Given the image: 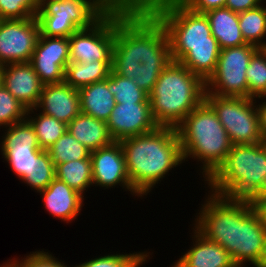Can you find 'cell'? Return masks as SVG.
Returning a JSON list of instances; mask_svg holds the SVG:
<instances>
[{"label":"cell","instance_id":"29","mask_svg":"<svg viewBox=\"0 0 266 267\" xmlns=\"http://www.w3.org/2000/svg\"><path fill=\"white\" fill-rule=\"evenodd\" d=\"M248 98L266 95V48H259L251 57L246 70Z\"/></svg>","mask_w":266,"mask_h":267},{"label":"cell","instance_id":"39","mask_svg":"<svg viewBox=\"0 0 266 267\" xmlns=\"http://www.w3.org/2000/svg\"><path fill=\"white\" fill-rule=\"evenodd\" d=\"M265 98V99H264ZM259 99L262 100L259 103ZM258 105H257V111L259 116V125H260V131L263 138L266 137V97H259L257 98Z\"/></svg>","mask_w":266,"mask_h":267},{"label":"cell","instance_id":"17","mask_svg":"<svg viewBox=\"0 0 266 267\" xmlns=\"http://www.w3.org/2000/svg\"><path fill=\"white\" fill-rule=\"evenodd\" d=\"M35 108L68 125L80 113L78 89L71 87L65 81L45 84Z\"/></svg>","mask_w":266,"mask_h":267},{"label":"cell","instance_id":"20","mask_svg":"<svg viewBox=\"0 0 266 267\" xmlns=\"http://www.w3.org/2000/svg\"><path fill=\"white\" fill-rule=\"evenodd\" d=\"M67 131L90 152L109 146L114 142L109 134L106 121L82 112L67 125Z\"/></svg>","mask_w":266,"mask_h":267},{"label":"cell","instance_id":"18","mask_svg":"<svg viewBox=\"0 0 266 267\" xmlns=\"http://www.w3.org/2000/svg\"><path fill=\"white\" fill-rule=\"evenodd\" d=\"M39 193L46 211L68 224L77 219L84 206V196L56 177Z\"/></svg>","mask_w":266,"mask_h":267},{"label":"cell","instance_id":"7","mask_svg":"<svg viewBox=\"0 0 266 267\" xmlns=\"http://www.w3.org/2000/svg\"><path fill=\"white\" fill-rule=\"evenodd\" d=\"M265 182L266 149L260 142L233 145L224 162L205 181V185L217 195L252 200Z\"/></svg>","mask_w":266,"mask_h":267},{"label":"cell","instance_id":"14","mask_svg":"<svg viewBox=\"0 0 266 267\" xmlns=\"http://www.w3.org/2000/svg\"><path fill=\"white\" fill-rule=\"evenodd\" d=\"M93 186L104 189L115 188L118 185L129 191L131 195H139L133 190L128 177L125 156L120 142L92 151Z\"/></svg>","mask_w":266,"mask_h":267},{"label":"cell","instance_id":"19","mask_svg":"<svg viewBox=\"0 0 266 267\" xmlns=\"http://www.w3.org/2000/svg\"><path fill=\"white\" fill-rule=\"evenodd\" d=\"M193 246L170 267H234L230 254L219 244L208 240L194 227ZM195 241V242H194Z\"/></svg>","mask_w":266,"mask_h":267},{"label":"cell","instance_id":"41","mask_svg":"<svg viewBox=\"0 0 266 267\" xmlns=\"http://www.w3.org/2000/svg\"><path fill=\"white\" fill-rule=\"evenodd\" d=\"M252 205L259 212L264 227L266 228V204H252Z\"/></svg>","mask_w":266,"mask_h":267},{"label":"cell","instance_id":"13","mask_svg":"<svg viewBox=\"0 0 266 267\" xmlns=\"http://www.w3.org/2000/svg\"><path fill=\"white\" fill-rule=\"evenodd\" d=\"M69 50V37L39 34L30 63L44 85L64 82Z\"/></svg>","mask_w":266,"mask_h":267},{"label":"cell","instance_id":"2","mask_svg":"<svg viewBox=\"0 0 266 267\" xmlns=\"http://www.w3.org/2000/svg\"><path fill=\"white\" fill-rule=\"evenodd\" d=\"M201 205L192 224L198 232L222 246L235 265H264L266 228L251 200L231 199L208 191Z\"/></svg>","mask_w":266,"mask_h":267},{"label":"cell","instance_id":"16","mask_svg":"<svg viewBox=\"0 0 266 267\" xmlns=\"http://www.w3.org/2000/svg\"><path fill=\"white\" fill-rule=\"evenodd\" d=\"M2 85L25 108H35L39 102L43 83L30 62L1 66Z\"/></svg>","mask_w":266,"mask_h":267},{"label":"cell","instance_id":"15","mask_svg":"<svg viewBox=\"0 0 266 267\" xmlns=\"http://www.w3.org/2000/svg\"><path fill=\"white\" fill-rule=\"evenodd\" d=\"M106 124L109 134L117 142L152 132L158 127L150 103H116Z\"/></svg>","mask_w":266,"mask_h":267},{"label":"cell","instance_id":"30","mask_svg":"<svg viewBox=\"0 0 266 267\" xmlns=\"http://www.w3.org/2000/svg\"><path fill=\"white\" fill-rule=\"evenodd\" d=\"M1 148H40L33 126L25 119L5 128Z\"/></svg>","mask_w":266,"mask_h":267},{"label":"cell","instance_id":"35","mask_svg":"<svg viewBox=\"0 0 266 267\" xmlns=\"http://www.w3.org/2000/svg\"><path fill=\"white\" fill-rule=\"evenodd\" d=\"M38 9V0H0V19L31 18Z\"/></svg>","mask_w":266,"mask_h":267},{"label":"cell","instance_id":"45","mask_svg":"<svg viewBox=\"0 0 266 267\" xmlns=\"http://www.w3.org/2000/svg\"><path fill=\"white\" fill-rule=\"evenodd\" d=\"M0 267H10L6 262H4L2 265L0 264Z\"/></svg>","mask_w":266,"mask_h":267},{"label":"cell","instance_id":"38","mask_svg":"<svg viewBox=\"0 0 266 267\" xmlns=\"http://www.w3.org/2000/svg\"><path fill=\"white\" fill-rule=\"evenodd\" d=\"M266 0H227L225 7L236 13H241L249 9L258 7Z\"/></svg>","mask_w":266,"mask_h":267},{"label":"cell","instance_id":"11","mask_svg":"<svg viewBox=\"0 0 266 267\" xmlns=\"http://www.w3.org/2000/svg\"><path fill=\"white\" fill-rule=\"evenodd\" d=\"M115 41V4L90 28L69 37L70 62L112 61Z\"/></svg>","mask_w":266,"mask_h":267},{"label":"cell","instance_id":"42","mask_svg":"<svg viewBox=\"0 0 266 267\" xmlns=\"http://www.w3.org/2000/svg\"><path fill=\"white\" fill-rule=\"evenodd\" d=\"M65 1H71V0H38V7H47L48 5Z\"/></svg>","mask_w":266,"mask_h":267},{"label":"cell","instance_id":"8","mask_svg":"<svg viewBox=\"0 0 266 267\" xmlns=\"http://www.w3.org/2000/svg\"><path fill=\"white\" fill-rule=\"evenodd\" d=\"M118 0H71L39 7L40 34L47 37H70L79 29L90 28Z\"/></svg>","mask_w":266,"mask_h":267},{"label":"cell","instance_id":"5","mask_svg":"<svg viewBox=\"0 0 266 267\" xmlns=\"http://www.w3.org/2000/svg\"><path fill=\"white\" fill-rule=\"evenodd\" d=\"M183 162L192 158L200 161L206 181L224 162L233 143L216 112L204 100L176 127Z\"/></svg>","mask_w":266,"mask_h":267},{"label":"cell","instance_id":"34","mask_svg":"<svg viewBox=\"0 0 266 267\" xmlns=\"http://www.w3.org/2000/svg\"><path fill=\"white\" fill-rule=\"evenodd\" d=\"M27 110L3 85L0 87V129L25 120Z\"/></svg>","mask_w":266,"mask_h":267},{"label":"cell","instance_id":"9","mask_svg":"<svg viewBox=\"0 0 266 267\" xmlns=\"http://www.w3.org/2000/svg\"><path fill=\"white\" fill-rule=\"evenodd\" d=\"M205 101L216 112L233 145L262 142L257 98L205 95Z\"/></svg>","mask_w":266,"mask_h":267},{"label":"cell","instance_id":"24","mask_svg":"<svg viewBox=\"0 0 266 267\" xmlns=\"http://www.w3.org/2000/svg\"><path fill=\"white\" fill-rule=\"evenodd\" d=\"M55 177L85 196L88 188L93 186L91 158L57 164Z\"/></svg>","mask_w":266,"mask_h":267},{"label":"cell","instance_id":"31","mask_svg":"<svg viewBox=\"0 0 266 267\" xmlns=\"http://www.w3.org/2000/svg\"><path fill=\"white\" fill-rule=\"evenodd\" d=\"M55 178V165L52 162L50 154L42 150L34 157V168L30 175H27L22 182L37 193L43 191Z\"/></svg>","mask_w":266,"mask_h":267},{"label":"cell","instance_id":"12","mask_svg":"<svg viewBox=\"0 0 266 267\" xmlns=\"http://www.w3.org/2000/svg\"><path fill=\"white\" fill-rule=\"evenodd\" d=\"M40 34L37 17L0 20V66L30 62Z\"/></svg>","mask_w":266,"mask_h":267},{"label":"cell","instance_id":"37","mask_svg":"<svg viewBox=\"0 0 266 267\" xmlns=\"http://www.w3.org/2000/svg\"><path fill=\"white\" fill-rule=\"evenodd\" d=\"M191 11L206 13L210 10L225 7L227 0H180Z\"/></svg>","mask_w":266,"mask_h":267},{"label":"cell","instance_id":"32","mask_svg":"<svg viewBox=\"0 0 266 267\" xmlns=\"http://www.w3.org/2000/svg\"><path fill=\"white\" fill-rule=\"evenodd\" d=\"M0 150L4 161L21 181L33 172L34 157L42 151L41 148H0Z\"/></svg>","mask_w":266,"mask_h":267},{"label":"cell","instance_id":"25","mask_svg":"<svg viewBox=\"0 0 266 267\" xmlns=\"http://www.w3.org/2000/svg\"><path fill=\"white\" fill-rule=\"evenodd\" d=\"M35 112H38L36 108L28 109L26 119L34 128L40 148L47 151L67 131V124L40 111Z\"/></svg>","mask_w":266,"mask_h":267},{"label":"cell","instance_id":"44","mask_svg":"<svg viewBox=\"0 0 266 267\" xmlns=\"http://www.w3.org/2000/svg\"><path fill=\"white\" fill-rule=\"evenodd\" d=\"M2 86V74H1V66H0V87Z\"/></svg>","mask_w":266,"mask_h":267},{"label":"cell","instance_id":"28","mask_svg":"<svg viewBox=\"0 0 266 267\" xmlns=\"http://www.w3.org/2000/svg\"><path fill=\"white\" fill-rule=\"evenodd\" d=\"M108 89L116 103H150L148 94L133 79L122 77L112 70L108 77Z\"/></svg>","mask_w":266,"mask_h":267},{"label":"cell","instance_id":"26","mask_svg":"<svg viewBox=\"0 0 266 267\" xmlns=\"http://www.w3.org/2000/svg\"><path fill=\"white\" fill-rule=\"evenodd\" d=\"M239 27L247 44L257 48H266V6L258 7L238 13ZM264 39V40H263Z\"/></svg>","mask_w":266,"mask_h":267},{"label":"cell","instance_id":"4","mask_svg":"<svg viewBox=\"0 0 266 267\" xmlns=\"http://www.w3.org/2000/svg\"><path fill=\"white\" fill-rule=\"evenodd\" d=\"M119 142L131 186L141 199L163 181L169 171L184 163L179 137L173 127L158 126L152 132Z\"/></svg>","mask_w":266,"mask_h":267},{"label":"cell","instance_id":"21","mask_svg":"<svg viewBox=\"0 0 266 267\" xmlns=\"http://www.w3.org/2000/svg\"><path fill=\"white\" fill-rule=\"evenodd\" d=\"M220 49L247 44L239 27L238 13L222 7L204 13Z\"/></svg>","mask_w":266,"mask_h":267},{"label":"cell","instance_id":"36","mask_svg":"<svg viewBox=\"0 0 266 267\" xmlns=\"http://www.w3.org/2000/svg\"><path fill=\"white\" fill-rule=\"evenodd\" d=\"M10 267H70L64 261L58 260L54 255L44 250L32 251L24 258H12L6 262ZM73 267V265L71 266Z\"/></svg>","mask_w":266,"mask_h":267},{"label":"cell","instance_id":"43","mask_svg":"<svg viewBox=\"0 0 266 267\" xmlns=\"http://www.w3.org/2000/svg\"><path fill=\"white\" fill-rule=\"evenodd\" d=\"M262 144H263L264 148L266 149V137L262 139Z\"/></svg>","mask_w":266,"mask_h":267},{"label":"cell","instance_id":"3","mask_svg":"<svg viewBox=\"0 0 266 267\" xmlns=\"http://www.w3.org/2000/svg\"><path fill=\"white\" fill-rule=\"evenodd\" d=\"M163 25L172 61L184 65L205 83L214 74L220 54L208 18L180 0H139Z\"/></svg>","mask_w":266,"mask_h":267},{"label":"cell","instance_id":"40","mask_svg":"<svg viewBox=\"0 0 266 267\" xmlns=\"http://www.w3.org/2000/svg\"><path fill=\"white\" fill-rule=\"evenodd\" d=\"M252 204H266V182L258 194L251 200Z\"/></svg>","mask_w":266,"mask_h":267},{"label":"cell","instance_id":"22","mask_svg":"<svg viewBox=\"0 0 266 267\" xmlns=\"http://www.w3.org/2000/svg\"><path fill=\"white\" fill-rule=\"evenodd\" d=\"M80 112L107 121L116 105L108 89V78L78 89Z\"/></svg>","mask_w":266,"mask_h":267},{"label":"cell","instance_id":"23","mask_svg":"<svg viewBox=\"0 0 266 267\" xmlns=\"http://www.w3.org/2000/svg\"><path fill=\"white\" fill-rule=\"evenodd\" d=\"M112 61L69 62L65 70V82L75 89L107 79Z\"/></svg>","mask_w":266,"mask_h":267},{"label":"cell","instance_id":"1","mask_svg":"<svg viewBox=\"0 0 266 267\" xmlns=\"http://www.w3.org/2000/svg\"><path fill=\"white\" fill-rule=\"evenodd\" d=\"M171 62L168 37L160 21L139 0H118L112 71L133 79L149 95Z\"/></svg>","mask_w":266,"mask_h":267},{"label":"cell","instance_id":"33","mask_svg":"<svg viewBox=\"0 0 266 267\" xmlns=\"http://www.w3.org/2000/svg\"><path fill=\"white\" fill-rule=\"evenodd\" d=\"M150 259V251L124 253L120 254H105L92 258L89 261L74 265V267H140Z\"/></svg>","mask_w":266,"mask_h":267},{"label":"cell","instance_id":"10","mask_svg":"<svg viewBox=\"0 0 266 267\" xmlns=\"http://www.w3.org/2000/svg\"><path fill=\"white\" fill-rule=\"evenodd\" d=\"M258 49L251 44L221 49L216 70L206 82L205 95L248 98L246 70Z\"/></svg>","mask_w":266,"mask_h":267},{"label":"cell","instance_id":"6","mask_svg":"<svg viewBox=\"0 0 266 267\" xmlns=\"http://www.w3.org/2000/svg\"><path fill=\"white\" fill-rule=\"evenodd\" d=\"M206 83L179 62L172 61L148 95L151 114L161 127L176 128L205 100Z\"/></svg>","mask_w":266,"mask_h":267},{"label":"cell","instance_id":"27","mask_svg":"<svg viewBox=\"0 0 266 267\" xmlns=\"http://www.w3.org/2000/svg\"><path fill=\"white\" fill-rule=\"evenodd\" d=\"M56 166L65 162L87 159L91 152L66 131L48 150Z\"/></svg>","mask_w":266,"mask_h":267}]
</instances>
